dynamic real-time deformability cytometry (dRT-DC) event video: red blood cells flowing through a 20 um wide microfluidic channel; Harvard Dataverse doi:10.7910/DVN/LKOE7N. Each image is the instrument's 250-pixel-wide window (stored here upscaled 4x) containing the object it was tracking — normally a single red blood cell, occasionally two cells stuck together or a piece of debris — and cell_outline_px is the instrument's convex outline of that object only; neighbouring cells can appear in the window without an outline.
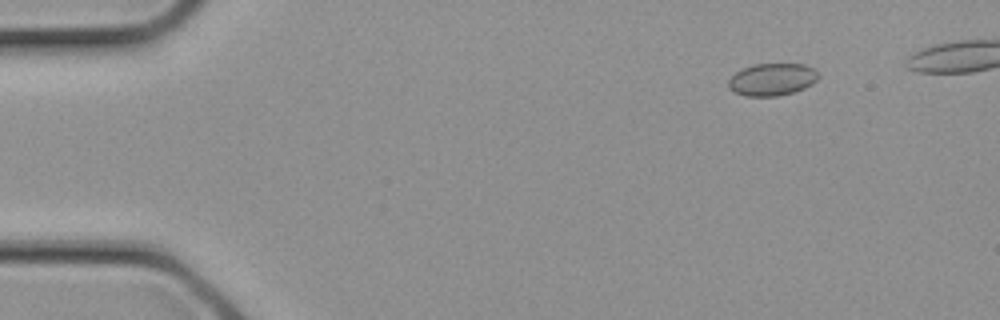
{"species": "common noctule bat (a hibernating species)", "species_latin": "Nyctalus noctula", "temperature_condition": "cold", "stored_images_in_passage": 11, "camera_frame_rate_fps": 3000, "um_per_image_px": 0.085, "animal": {"sex": "female", "body_mass_g": 21.9}, "frame": {"image": 1, "passage_image": 4, "time_ms": 1.0, "image_size_px": [1000, 320], "cell_outline_px": [[820, 76], [812, 84], [804, 88], [792, 92], [776, 96], [744, 96], [728, 88], [728, 80], [736, 72], [752, 64], [804, 64], [816, 68]], "centroid_in_image_um": [65.65, 6.74], "position_along_channel_um": 19.4, "area_um2": 16.99}}
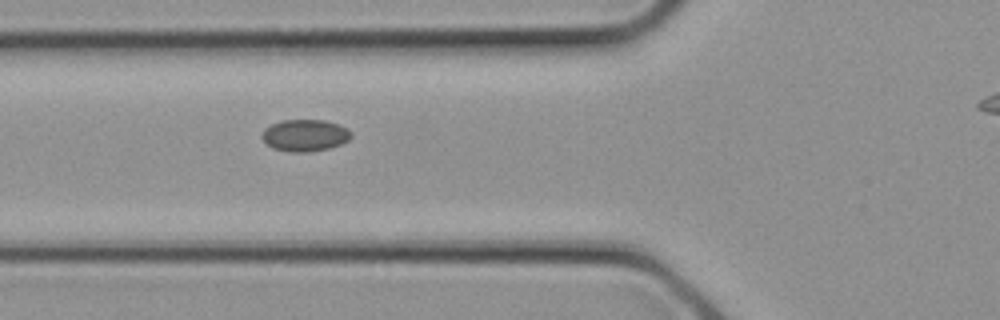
{"frame": {"image": 2, "passage_image": 11, "time_ms": 3.333, "image_size_px": [1000, 320], "cell_outline_px": [[352, 136], [348, 140], [340, 144], [328, 148], [308, 152], [288, 152], [272, 148], [260, 136], [264, 128], [280, 120], [324, 120], [340, 124], [348, 128], [352, 132]], "centroid_in_image_um": [25.92, 11.5], "position_along_channel_um": 99.9, "area_um2": 16.7}}